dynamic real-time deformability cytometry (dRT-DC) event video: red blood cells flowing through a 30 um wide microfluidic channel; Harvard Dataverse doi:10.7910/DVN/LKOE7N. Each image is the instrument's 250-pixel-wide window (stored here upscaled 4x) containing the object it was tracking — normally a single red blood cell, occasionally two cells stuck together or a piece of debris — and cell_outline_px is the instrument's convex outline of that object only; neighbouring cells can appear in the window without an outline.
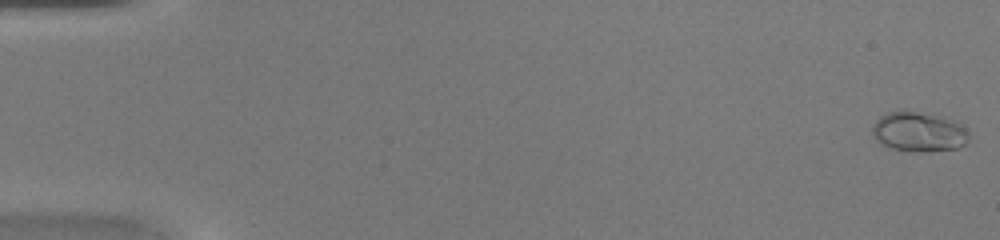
{"species": "common noctule bat (a hibernating species)", "species_latin": "Nyctalus noctula", "temperature_condition": "warm", "stored_images_in_passage": 49, "camera_frame_rate_fps": 3000, "um_per_image_px": 0.085, "animal": {"sex": "female", "body_mass_g": 20.0, "forearm_length_mm": 54.0}, "frame": {"image": 1, "passage_image": 1, "time_ms": 0.0, "image_size_px": [1000, 240], "cell_outline_px": [[968, 140], [964, 144], [956, 148], [920, 152], [912, 152], [888, 148], [876, 140], [872, 136], [872, 128], [876, 120], [880, 116], [888, 112], [904, 108], [940, 116], [952, 120], [960, 124], [968, 132]], "centroid_in_image_um": [78.03, 11.18], "position_along_channel_um": 7.0, "area_um2": 22.72}}
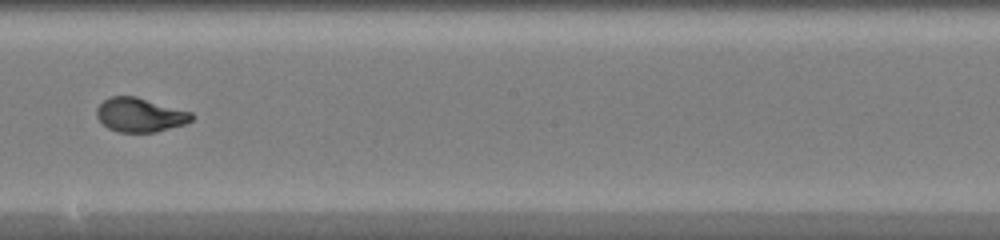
{"frame": {"image": 2, "passage_image": 29, "time_ms": 9.333, "image_size_px": [1000, 240], "cell_outline_px": [[192, 120], [184, 124], [156, 132], [120, 132], [108, 128], [96, 116], [96, 108], [104, 100], [112, 96], [136, 96], [192, 112]], "centroid_in_image_um": [11.89, 9.76], "position_along_channel_um": 236.3, "area_um2": 18.73}}
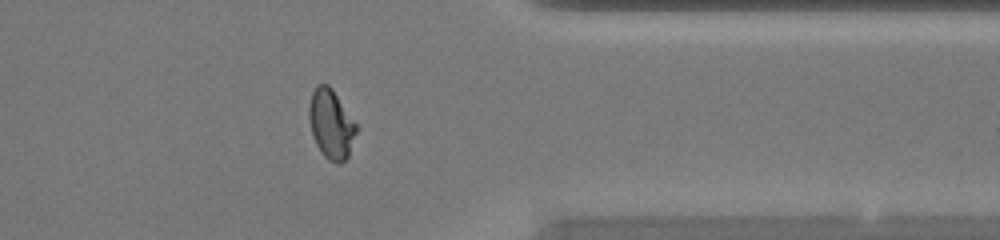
{"frame": {"image": 3, "passage_image": 40, "time_ms": 13.0, "image_size_px": [1000, 240], "cell_outline_px": [[360, 128], [348, 156], [340, 164], [336, 164], [328, 160], [320, 152], [316, 144], [312, 132], [308, 116], [308, 108], [312, 92], [316, 84], [328, 84], [332, 88]], "centroid_in_image_um": [28.17, 10.56], "position_along_channel_um": 383.2, "area_um2": 19.48}, "authors_computed_cell_mechanics": {"area_um2": 19.0162, "velocity_mm_per_s": 4.2677, "shape_relaxation_time_tau1_ms": 4.5878, "shape_relaxation_time_tau2_ms": null, "deformation_change_tau1": 0.2396, "deformation_change_tau2": null}}